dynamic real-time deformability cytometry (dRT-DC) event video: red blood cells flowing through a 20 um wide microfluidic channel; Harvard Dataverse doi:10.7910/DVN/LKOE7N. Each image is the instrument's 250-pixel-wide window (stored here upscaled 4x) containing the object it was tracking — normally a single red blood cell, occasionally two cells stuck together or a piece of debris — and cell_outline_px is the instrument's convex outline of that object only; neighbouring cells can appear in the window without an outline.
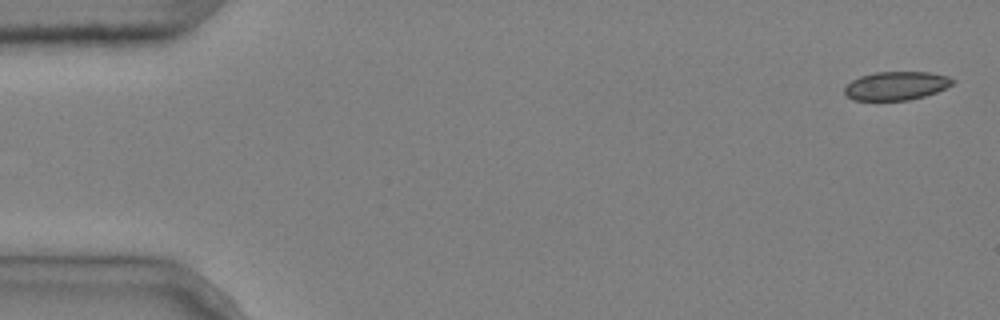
{"species": "common noctule bat (a hibernating species)", "species_latin": "Nyctalus noctula", "temperature_condition": "cold", "stored_images_in_passage": 8, "camera_frame_rate_fps": 3000, "um_per_image_px": 0.085, "animal": {"sex": "male", "body_mass_g": 20.4}, "frame": {"image": 1, "passage_image": 1, "time_ms": 0.0, "image_size_px": [1000, 320], "cell_outline_px": [[956, 80], [952, 84], [936, 92], [924, 96], [908, 100], [852, 100], [844, 92], [844, 88], [852, 80], [860, 76], [876, 72], [928, 72], [948, 76]], "centroid_in_image_um": [76.17, 7.29], "position_along_channel_um": 8.8, "area_um2": 17.86}}
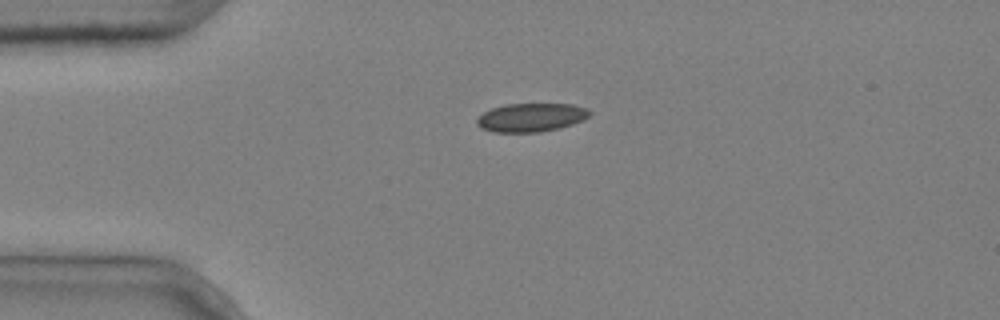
{"frame": {"image": 2, "passage_image": 4, "time_ms": 1.0, "image_size_px": [1000, 320], "cell_outline_px": [[592, 112], [588, 116], [572, 124], [560, 128], [540, 132], [492, 132], [480, 128], [476, 124], [476, 120], [484, 112], [492, 108], [504, 104], [572, 104], [588, 108]], "centroid_in_image_um": [45.12, 9.98], "position_along_channel_um": 39.9, "area_um2": 18.79}}